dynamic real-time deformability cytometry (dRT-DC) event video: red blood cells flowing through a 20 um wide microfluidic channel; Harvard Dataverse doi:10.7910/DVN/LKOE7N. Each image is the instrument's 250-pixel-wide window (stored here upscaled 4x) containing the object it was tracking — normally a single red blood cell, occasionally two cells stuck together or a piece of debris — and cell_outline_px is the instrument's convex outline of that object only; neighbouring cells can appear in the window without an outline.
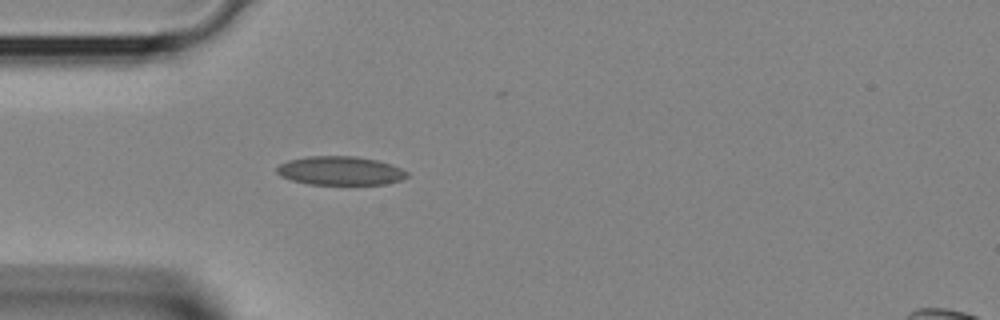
{"species": "Egyptian fruit bat (a non-hibernating species)", "species_latin": "Rousettus aegyptiacus", "temperature_condition": "room temperature", "stored_images_in_passage": 37, "camera_frame_rate_fps": 3000, "um_per_image_px": 0.085, "animal": {"sex": "female"}, "frame": {"image": 1, "passage_image": 10, "time_ms": 3.0, "image_size_px": [1000, 320], "cell_outline_px": [[408, 176], [400, 180], [384, 184], [308, 184], [292, 180], [280, 176], [276, 172], [276, 168], [280, 164], [288, 160], [308, 156], [356, 156], [376, 160], [392, 164], [408, 172]], "centroid_in_image_um": [28.9, 14.51], "position_along_channel_um": 56.1, "area_um2": 21.79}}
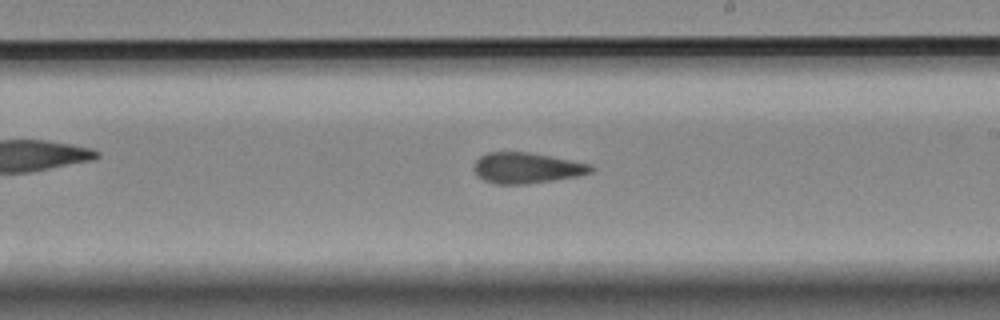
{"frame": {"image": 2, "passage_image": 21, "time_ms": 6.667, "image_size_px": [1000, 320], "cell_outline_px": [[596, 168], [592, 172], [580, 176], [528, 184], [492, 184], [476, 176], [472, 168], [476, 160], [480, 156], [488, 152], [528, 152], [552, 156], [592, 164]], "centroid_in_image_um": [44.78, 14.28], "position_along_channel_um": 244.2, "area_um2": 21.39}}
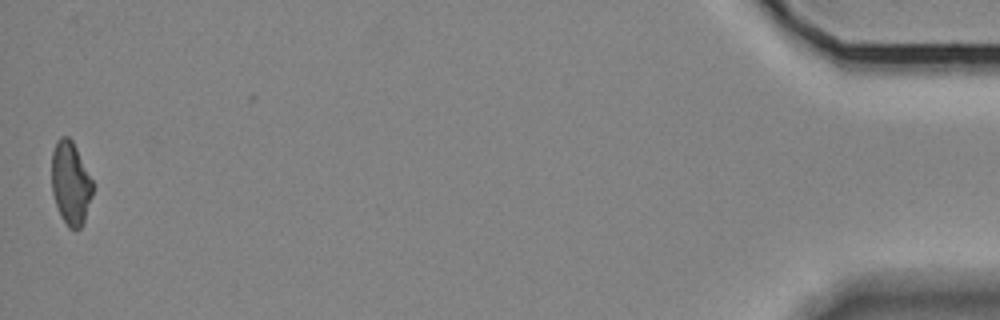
{"frame": {"image": 3, "passage_image": 37, "time_ms": 12.0, "image_size_px": [1000, 320], "cell_outline_px": [[92, 196], [84, 224], [76, 232], [68, 228], [60, 216], [52, 192], [52, 152], [56, 140], [60, 136], [68, 136], [72, 140], [92, 180]], "centroid_in_image_um": [5.99, 15.61], "position_along_channel_um": 429.2, "area_um2": 20.06}}